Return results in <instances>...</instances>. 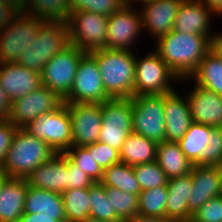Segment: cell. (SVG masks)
Listing matches in <instances>:
<instances>
[{"label": "cell", "mask_w": 222, "mask_h": 222, "mask_svg": "<svg viewBox=\"0 0 222 222\" xmlns=\"http://www.w3.org/2000/svg\"><path fill=\"white\" fill-rule=\"evenodd\" d=\"M211 41L206 35L172 30L154 42L155 52L178 79L183 80L195 72L202 58L212 48Z\"/></svg>", "instance_id": "obj_1"}, {"label": "cell", "mask_w": 222, "mask_h": 222, "mask_svg": "<svg viewBox=\"0 0 222 222\" xmlns=\"http://www.w3.org/2000/svg\"><path fill=\"white\" fill-rule=\"evenodd\" d=\"M89 54L98 64L106 95L110 99L134 96L135 51L103 48Z\"/></svg>", "instance_id": "obj_2"}, {"label": "cell", "mask_w": 222, "mask_h": 222, "mask_svg": "<svg viewBox=\"0 0 222 222\" xmlns=\"http://www.w3.org/2000/svg\"><path fill=\"white\" fill-rule=\"evenodd\" d=\"M57 154L45 141L18 128L1 170L9 178L26 179L40 164Z\"/></svg>", "instance_id": "obj_3"}, {"label": "cell", "mask_w": 222, "mask_h": 222, "mask_svg": "<svg viewBox=\"0 0 222 222\" xmlns=\"http://www.w3.org/2000/svg\"><path fill=\"white\" fill-rule=\"evenodd\" d=\"M69 44L66 22L45 21L36 38L24 48L15 63L40 73L44 65Z\"/></svg>", "instance_id": "obj_4"}, {"label": "cell", "mask_w": 222, "mask_h": 222, "mask_svg": "<svg viewBox=\"0 0 222 222\" xmlns=\"http://www.w3.org/2000/svg\"><path fill=\"white\" fill-rule=\"evenodd\" d=\"M137 55L138 53L135 62L134 96L167 94L176 90L173 87L177 82L180 83V80L155 51L142 57Z\"/></svg>", "instance_id": "obj_5"}, {"label": "cell", "mask_w": 222, "mask_h": 222, "mask_svg": "<svg viewBox=\"0 0 222 222\" xmlns=\"http://www.w3.org/2000/svg\"><path fill=\"white\" fill-rule=\"evenodd\" d=\"M132 133L161 143L165 141L164 94H143L132 98Z\"/></svg>", "instance_id": "obj_6"}, {"label": "cell", "mask_w": 222, "mask_h": 222, "mask_svg": "<svg viewBox=\"0 0 222 222\" xmlns=\"http://www.w3.org/2000/svg\"><path fill=\"white\" fill-rule=\"evenodd\" d=\"M85 54V51L72 44L55 54L40 72L42 86L64 100L70 94L79 61Z\"/></svg>", "instance_id": "obj_7"}, {"label": "cell", "mask_w": 222, "mask_h": 222, "mask_svg": "<svg viewBox=\"0 0 222 222\" xmlns=\"http://www.w3.org/2000/svg\"><path fill=\"white\" fill-rule=\"evenodd\" d=\"M66 23L70 44L86 53L105 48L108 16L92 11H71Z\"/></svg>", "instance_id": "obj_8"}, {"label": "cell", "mask_w": 222, "mask_h": 222, "mask_svg": "<svg viewBox=\"0 0 222 222\" xmlns=\"http://www.w3.org/2000/svg\"><path fill=\"white\" fill-rule=\"evenodd\" d=\"M23 128L45 141L56 153H64L73 146L71 119L65 104L54 112L41 114Z\"/></svg>", "instance_id": "obj_9"}, {"label": "cell", "mask_w": 222, "mask_h": 222, "mask_svg": "<svg viewBox=\"0 0 222 222\" xmlns=\"http://www.w3.org/2000/svg\"><path fill=\"white\" fill-rule=\"evenodd\" d=\"M99 142L120 151L132 133V99H108L102 103Z\"/></svg>", "instance_id": "obj_10"}, {"label": "cell", "mask_w": 222, "mask_h": 222, "mask_svg": "<svg viewBox=\"0 0 222 222\" xmlns=\"http://www.w3.org/2000/svg\"><path fill=\"white\" fill-rule=\"evenodd\" d=\"M125 4L108 16L105 49L131 50L142 35V14L138 7Z\"/></svg>", "instance_id": "obj_11"}, {"label": "cell", "mask_w": 222, "mask_h": 222, "mask_svg": "<svg viewBox=\"0 0 222 222\" xmlns=\"http://www.w3.org/2000/svg\"><path fill=\"white\" fill-rule=\"evenodd\" d=\"M110 99L105 92L96 60L86 53L79 61L70 94L64 103H103Z\"/></svg>", "instance_id": "obj_12"}, {"label": "cell", "mask_w": 222, "mask_h": 222, "mask_svg": "<svg viewBox=\"0 0 222 222\" xmlns=\"http://www.w3.org/2000/svg\"><path fill=\"white\" fill-rule=\"evenodd\" d=\"M45 22L21 12L12 24L0 32V64L16 62L19 54L36 38Z\"/></svg>", "instance_id": "obj_13"}, {"label": "cell", "mask_w": 222, "mask_h": 222, "mask_svg": "<svg viewBox=\"0 0 222 222\" xmlns=\"http://www.w3.org/2000/svg\"><path fill=\"white\" fill-rule=\"evenodd\" d=\"M64 101L52 90L41 86L26 96L11 101L7 119L18 128L25 127L41 114L56 111Z\"/></svg>", "instance_id": "obj_14"}, {"label": "cell", "mask_w": 222, "mask_h": 222, "mask_svg": "<svg viewBox=\"0 0 222 222\" xmlns=\"http://www.w3.org/2000/svg\"><path fill=\"white\" fill-rule=\"evenodd\" d=\"M69 111L73 146L94 144L99 139L102 103H64Z\"/></svg>", "instance_id": "obj_15"}, {"label": "cell", "mask_w": 222, "mask_h": 222, "mask_svg": "<svg viewBox=\"0 0 222 222\" xmlns=\"http://www.w3.org/2000/svg\"><path fill=\"white\" fill-rule=\"evenodd\" d=\"M183 0H154L142 4V32L156 41L174 28V22ZM150 33V34H149Z\"/></svg>", "instance_id": "obj_16"}, {"label": "cell", "mask_w": 222, "mask_h": 222, "mask_svg": "<svg viewBox=\"0 0 222 222\" xmlns=\"http://www.w3.org/2000/svg\"><path fill=\"white\" fill-rule=\"evenodd\" d=\"M214 16L218 17L200 0H183L173 30L179 33L206 35L212 40L214 32L211 31L213 27L211 24L215 19Z\"/></svg>", "instance_id": "obj_17"}, {"label": "cell", "mask_w": 222, "mask_h": 222, "mask_svg": "<svg viewBox=\"0 0 222 222\" xmlns=\"http://www.w3.org/2000/svg\"><path fill=\"white\" fill-rule=\"evenodd\" d=\"M192 190L188 196L189 212L193 215L208 200L219 196L222 182L221 166H193Z\"/></svg>", "instance_id": "obj_18"}, {"label": "cell", "mask_w": 222, "mask_h": 222, "mask_svg": "<svg viewBox=\"0 0 222 222\" xmlns=\"http://www.w3.org/2000/svg\"><path fill=\"white\" fill-rule=\"evenodd\" d=\"M42 86L41 74L13 63L0 64V87L10 101L26 96Z\"/></svg>", "instance_id": "obj_19"}, {"label": "cell", "mask_w": 222, "mask_h": 222, "mask_svg": "<svg viewBox=\"0 0 222 222\" xmlns=\"http://www.w3.org/2000/svg\"><path fill=\"white\" fill-rule=\"evenodd\" d=\"M186 95L192 121L210 127H222V97L198 85Z\"/></svg>", "instance_id": "obj_20"}, {"label": "cell", "mask_w": 222, "mask_h": 222, "mask_svg": "<svg viewBox=\"0 0 222 222\" xmlns=\"http://www.w3.org/2000/svg\"><path fill=\"white\" fill-rule=\"evenodd\" d=\"M172 91L164 94L165 141L178 142L189 129L192 121L186 95ZM185 98V99H184Z\"/></svg>", "instance_id": "obj_21"}, {"label": "cell", "mask_w": 222, "mask_h": 222, "mask_svg": "<svg viewBox=\"0 0 222 222\" xmlns=\"http://www.w3.org/2000/svg\"><path fill=\"white\" fill-rule=\"evenodd\" d=\"M29 186L62 194L67 190V156L55 154L40 164L27 178Z\"/></svg>", "instance_id": "obj_22"}, {"label": "cell", "mask_w": 222, "mask_h": 222, "mask_svg": "<svg viewBox=\"0 0 222 222\" xmlns=\"http://www.w3.org/2000/svg\"><path fill=\"white\" fill-rule=\"evenodd\" d=\"M167 190L166 218L177 222L190 221L193 216L188 207V196L192 190L191 173L168 179Z\"/></svg>", "instance_id": "obj_23"}, {"label": "cell", "mask_w": 222, "mask_h": 222, "mask_svg": "<svg viewBox=\"0 0 222 222\" xmlns=\"http://www.w3.org/2000/svg\"><path fill=\"white\" fill-rule=\"evenodd\" d=\"M26 179L8 178L0 189V222H19L24 213Z\"/></svg>", "instance_id": "obj_24"}, {"label": "cell", "mask_w": 222, "mask_h": 222, "mask_svg": "<svg viewBox=\"0 0 222 222\" xmlns=\"http://www.w3.org/2000/svg\"><path fill=\"white\" fill-rule=\"evenodd\" d=\"M190 82L215 92L222 97V56L210 49L202 58L195 72L181 82Z\"/></svg>", "instance_id": "obj_25"}, {"label": "cell", "mask_w": 222, "mask_h": 222, "mask_svg": "<svg viewBox=\"0 0 222 222\" xmlns=\"http://www.w3.org/2000/svg\"><path fill=\"white\" fill-rule=\"evenodd\" d=\"M24 213L55 216V220H66L61 194L36 189L28 185L25 196Z\"/></svg>", "instance_id": "obj_26"}, {"label": "cell", "mask_w": 222, "mask_h": 222, "mask_svg": "<svg viewBox=\"0 0 222 222\" xmlns=\"http://www.w3.org/2000/svg\"><path fill=\"white\" fill-rule=\"evenodd\" d=\"M156 162L168 179L189 174L194 166L177 142L157 143Z\"/></svg>", "instance_id": "obj_27"}, {"label": "cell", "mask_w": 222, "mask_h": 222, "mask_svg": "<svg viewBox=\"0 0 222 222\" xmlns=\"http://www.w3.org/2000/svg\"><path fill=\"white\" fill-rule=\"evenodd\" d=\"M157 143L145 136L130 133L119 151L120 161L130 166L156 161Z\"/></svg>", "instance_id": "obj_28"}, {"label": "cell", "mask_w": 222, "mask_h": 222, "mask_svg": "<svg viewBox=\"0 0 222 222\" xmlns=\"http://www.w3.org/2000/svg\"><path fill=\"white\" fill-rule=\"evenodd\" d=\"M212 127L197 122H192L184 136L177 142L185 156L198 166V157L209 144Z\"/></svg>", "instance_id": "obj_29"}, {"label": "cell", "mask_w": 222, "mask_h": 222, "mask_svg": "<svg viewBox=\"0 0 222 222\" xmlns=\"http://www.w3.org/2000/svg\"><path fill=\"white\" fill-rule=\"evenodd\" d=\"M100 182L104 186L115 187L123 192L135 195H139L141 192L133 167L121 161L104 169L103 177Z\"/></svg>", "instance_id": "obj_30"}, {"label": "cell", "mask_w": 222, "mask_h": 222, "mask_svg": "<svg viewBox=\"0 0 222 222\" xmlns=\"http://www.w3.org/2000/svg\"><path fill=\"white\" fill-rule=\"evenodd\" d=\"M71 12L70 0H30L25 13L45 21L67 22Z\"/></svg>", "instance_id": "obj_31"}, {"label": "cell", "mask_w": 222, "mask_h": 222, "mask_svg": "<svg viewBox=\"0 0 222 222\" xmlns=\"http://www.w3.org/2000/svg\"><path fill=\"white\" fill-rule=\"evenodd\" d=\"M66 222H81L90 217L88 188L69 189L61 194Z\"/></svg>", "instance_id": "obj_32"}, {"label": "cell", "mask_w": 222, "mask_h": 222, "mask_svg": "<svg viewBox=\"0 0 222 222\" xmlns=\"http://www.w3.org/2000/svg\"><path fill=\"white\" fill-rule=\"evenodd\" d=\"M167 185L143 190L138 195L139 214L149 217L166 218Z\"/></svg>", "instance_id": "obj_33"}, {"label": "cell", "mask_w": 222, "mask_h": 222, "mask_svg": "<svg viewBox=\"0 0 222 222\" xmlns=\"http://www.w3.org/2000/svg\"><path fill=\"white\" fill-rule=\"evenodd\" d=\"M90 217L107 222H122L116 215L101 182H94L89 188Z\"/></svg>", "instance_id": "obj_34"}, {"label": "cell", "mask_w": 222, "mask_h": 222, "mask_svg": "<svg viewBox=\"0 0 222 222\" xmlns=\"http://www.w3.org/2000/svg\"><path fill=\"white\" fill-rule=\"evenodd\" d=\"M107 197L111 201L112 209L122 222H128L139 214L138 195L123 192L111 186H104Z\"/></svg>", "instance_id": "obj_35"}, {"label": "cell", "mask_w": 222, "mask_h": 222, "mask_svg": "<svg viewBox=\"0 0 222 222\" xmlns=\"http://www.w3.org/2000/svg\"><path fill=\"white\" fill-rule=\"evenodd\" d=\"M64 154L94 182L102 180L104 170L94 161L92 154H89L84 146H72Z\"/></svg>", "instance_id": "obj_36"}, {"label": "cell", "mask_w": 222, "mask_h": 222, "mask_svg": "<svg viewBox=\"0 0 222 222\" xmlns=\"http://www.w3.org/2000/svg\"><path fill=\"white\" fill-rule=\"evenodd\" d=\"M141 191L166 186L168 178L156 161L133 166Z\"/></svg>", "instance_id": "obj_37"}, {"label": "cell", "mask_w": 222, "mask_h": 222, "mask_svg": "<svg viewBox=\"0 0 222 222\" xmlns=\"http://www.w3.org/2000/svg\"><path fill=\"white\" fill-rule=\"evenodd\" d=\"M209 138V144L198 157V165L222 167V127H212Z\"/></svg>", "instance_id": "obj_38"}, {"label": "cell", "mask_w": 222, "mask_h": 222, "mask_svg": "<svg viewBox=\"0 0 222 222\" xmlns=\"http://www.w3.org/2000/svg\"><path fill=\"white\" fill-rule=\"evenodd\" d=\"M126 4L125 0H70L71 11H92L112 15Z\"/></svg>", "instance_id": "obj_39"}, {"label": "cell", "mask_w": 222, "mask_h": 222, "mask_svg": "<svg viewBox=\"0 0 222 222\" xmlns=\"http://www.w3.org/2000/svg\"><path fill=\"white\" fill-rule=\"evenodd\" d=\"M84 147L88 150L89 154H92L94 161L103 170L120 162L119 151L105 143L97 141L94 144H88Z\"/></svg>", "instance_id": "obj_40"}, {"label": "cell", "mask_w": 222, "mask_h": 222, "mask_svg": "<svg viewBox=\"0 0 222 222\" xmlns=\"http://www.w3.org/2000/svg\"><path fill=\"white\" fill-rule=\"evenodd\" d=\"M193 222H222V199L218 196L208 200L193 214Z\"/></svg>", "instance_id": "obj_41"}, {"label": "cell", "mask_w": 222, "mask_h": 222, "mask_svg": "<svg viewBox=\"0 0 222 222\" xmlns=\"http://www.w3.org/2000/svg\"><path fill=\"white\" fill-rule=\"evenodd\" d=\"M94 181L67 157V190L89 188Z\"/></svg>", "instance_id": "obj_42"}, {"label": "cell", "mask_w": 222, "mask_h": 222, "mask_svg": "<svg viewBox=\"0 0 222 222\" xmlns=\"http://www.w3.org/2000/svg\"><path fill=\"white\" fill-rule=\"evenodd\" d=\"M18 127L8 119L0 120V169L12 144L14 134Z\"/></svg>", "instance_id": "obj_43"}, {"label": "cell", "mask_w": 222, "mask_h": 222, "mask_svg": "<svg viewBox=\"0 0 222 222\" xmlns=\"http://www.w3.org/2000/svg\"><path fill=\"white\" fill-rule=\"evenodd\" d=\"M22 11L0 0V32L8 28Z\"/></svg>", "instance_id": "obj_44"}, {"label": "cell", "mask_w": 222, "mask_h": 222, "mask_svg": "<svg viewBox=\"0 0 222 222\" xmlns=\"http://www.w3.org/2000/svg\"><path fill=\"white\" fill-rule=\"evenodd\" d=\"M19 222H66V220H55V216H48L43 213H23Z\"/></svg>", "instance_id": "obj_45"}, {"label": "cell", "mask_w": 222, "mask_h": 222, "mask_svg": "<svg viewBox=\"0 0 222 222\" xmlns=\"http://www.w3.org/2000/svg\"><path fill=\"white\" fill-rule=\"evenodd\" d=\"M11 101L6 92L0 87V120L7 119L10 112Z\"/></svg>", "instance_id": "obj_46"}, {"label": "cell", "mask_w": 222, "mask_h": 222, "mask_svg": "<svg viewBox=\"0 0 222 222\" xmlns=\"http://www.w3.org/2000/svg\"><path fill=\"white\" fill-rule=\"evenodd\" d=\"M128 222H177L167 218L149 217L138 214L134 219Z\"/></svg>", "instance_id": "obj_47"}, {"label": "cell", "mask_w": 222, "mask_h": 222, "mask_svg": "<svg viewBox=\"0 0 222 222\" xmlns=\"http://www.w3.org/2000/svg\"><path fill=\"white\" fill-rule=\"evenodd\" d=\"M208 6L217 16L222 11V0H200Z\"/></svg>", "instance_id": "obj_48"}, {"label": "cell", "mask_w": 222, "mask_h": 222, "mask_svg": "<svg viewBox=\"0 0 222 222\" xmlns=\"http://www.w3.org/2000/svg\"><path fill=\"white\" fill-rule=\"evenodd\" d=\"M211 43L212 49L222 56V33L215 31Z\"/></svg>", "instance_id": "obj_49"}, {"label": "cell", "mask_w": 222, "mask_h": 222, "mask_svg": "<svg viewBox=\"0 0 222 222\" xmlns=\"http://www.w3.org/2000/svg\"><path fill=\"white\" fill-rule=\"evenodd\" d=\"M2 1L11 6L17 7L22 12H25L26 7L28 6L30 0H2Z\"/></svg>", "instance_id": "obj_50"}, {"label": "cell", "mask_w": 222, "mask_h": 222, "mask_svg": "<svg viewBox=\"0 0 222 222\" xmlns=\"http://www.w3.org/2000/svg\"><path fill=\"white\" fill-rule=\"evenodd\" d=\"M9 177L0 169V189Z\"/></svg>", "instance_id": "obj_51"}, {"label": "cell", "mask_w": 222, "mask_h": 222, "mask_svg": "<svg viewBox=\"0 0 222 222\" xmlns=\"http://www.w3.org/2000/svg\"><path fill=\"white\" fill-rule=\"evenodd\" d=\"M81 222H107V221H102L100 219H95V218H92V217H88L87 219H85L84 221H81Z\"/></svg>", "instance_id": "obj_52"}, {"label": "cell", "mask_w": 222, "mask_h": 222, "mask_svg": "<svg viewBox=\"0 0 222 222\" xmlns=\"http://www.w3.org/2000/svg\"><path fill=\"white\" fill-rule=\"evenodd\" d=\"M219 197L222 199V182H221V188H220Z\"/></svg>", "instance_id": "obj_53"}]
</instances>
